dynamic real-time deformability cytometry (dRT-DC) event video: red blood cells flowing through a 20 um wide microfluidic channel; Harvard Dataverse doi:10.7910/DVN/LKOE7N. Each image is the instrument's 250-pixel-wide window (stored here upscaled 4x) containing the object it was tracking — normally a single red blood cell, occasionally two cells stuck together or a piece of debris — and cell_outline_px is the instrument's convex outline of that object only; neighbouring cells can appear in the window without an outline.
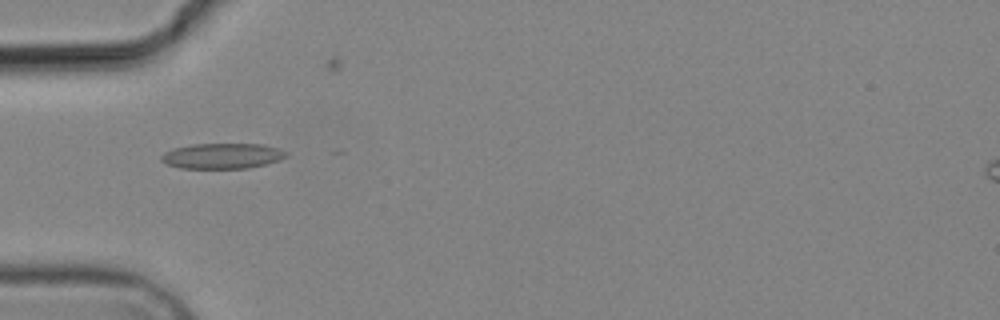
{"species": "common noctule bat (a hibernating species)", "species_latin": "Nyctalus noctula", "temperature_condition": "cold", "stored_images_in_passage": 7, "camera_frame_rate_fps": 3000, "um_per_image_px": 0.085, "animal": {"sex": "male", "body_mass_g": 19.2, "forearm_length_mm": 51.8}, "frame": {"image": 1, "passage_image": 6, "time_ms": 5.667, "image_size_px": [1000, 320], "cell_outline_px": [[288, 156], [280, 160], [248, 168], [180, 168], [168, 164], [160, 160], [160, 156], [164, 152], [172, 148], [192, 144], [264, 144], [288, 152]], "centroid_in_image_um": [18.88, 13.25], "position_along_channel_um": 66.1, "area_um2": 18.55}}
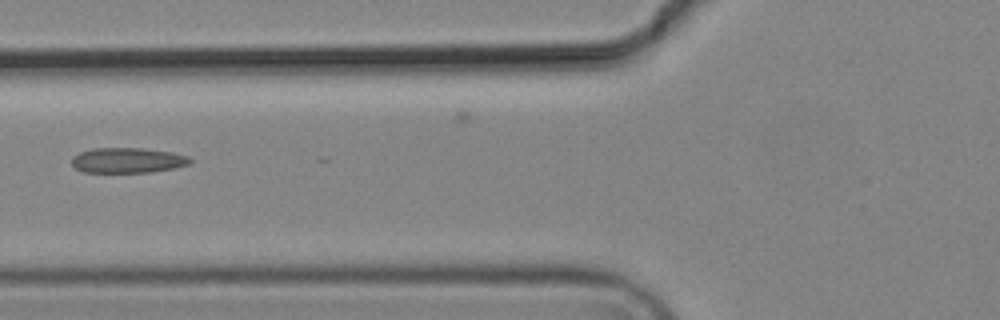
{"frame": {"image": 2, "passage_image": 7, "time_ms": 7.0, "image_size_px": [1000, 320], "cell_outline_px": [[192, 164], [152, 172], [84, 172], [76, 168], [72, 164], [72, 156], [80, 152], [92, 148], [144, 148], [172, 152], [188, 156], [192, 160]], "centroid_in_image_um": [10.86, 13.62], "position_along_channel_um": 114.9, "area_um2": 17.46}}